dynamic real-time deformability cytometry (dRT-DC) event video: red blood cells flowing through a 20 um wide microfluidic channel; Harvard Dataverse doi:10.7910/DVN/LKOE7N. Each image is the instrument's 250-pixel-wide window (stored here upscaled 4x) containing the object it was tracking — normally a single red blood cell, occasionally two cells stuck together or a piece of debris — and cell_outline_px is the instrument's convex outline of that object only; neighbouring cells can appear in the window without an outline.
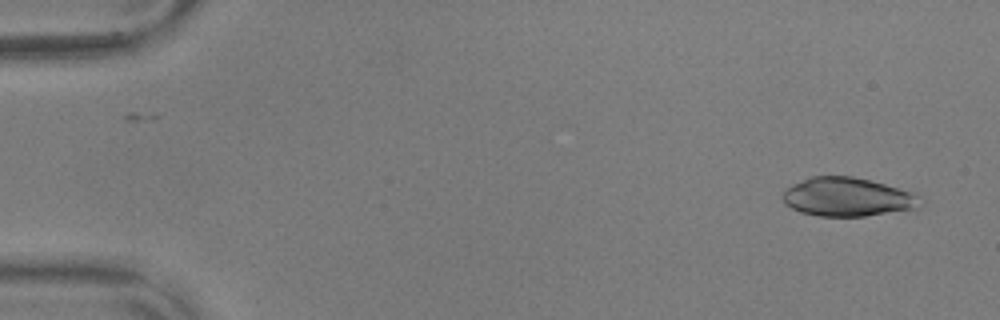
{"species": "common noctule bat (a hibernating species)", "species_latin": "Nyctalus noctula", "temperature_condition": "warm", "stored_images_in_passage": 54, "camera_frame_rate_fps": 3000, "um_per_image_px": 0.085, "animal": {"sex": "male", "body_mass_g": 17.9, "forearm_length_mm": 54.2}, "frame": {"image": 1, "passage_image": 2, "time_ms": 0.333, "image_size_px": [1000, 320], "cell_outline_px": [[924, 200], [920, 208], [864, 216], [820, 216], [800, 212], [784, 204], [780, 196], [784, 188], [792, 184], [812, 176], [852, 176], [916, 192]], "centroid_in_image_um": [72.05, 16.75], "position_along_channel_um": 13.0, "area_um2": 31.5}}